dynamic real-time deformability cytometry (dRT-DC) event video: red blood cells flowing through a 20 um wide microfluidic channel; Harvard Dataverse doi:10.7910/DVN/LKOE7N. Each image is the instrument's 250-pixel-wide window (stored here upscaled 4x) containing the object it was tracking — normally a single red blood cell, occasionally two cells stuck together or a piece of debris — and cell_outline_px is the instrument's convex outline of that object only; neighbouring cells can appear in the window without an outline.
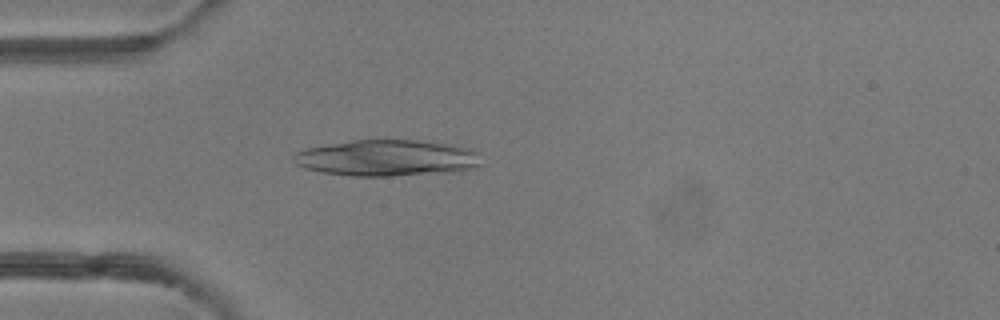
{"species": "common noctule bat (a hibernating species)", "species_latin": "Nyctalus noctula", "temperature_condition": "room temperature", "stored_images_in_passage": 4, "camera_frame_rate_fps": 3000, "um_per_image_px": 0.085, "animal": {"sex": "female"}, "frame": {"image": 1, "passage_image": 4, "time_ms": 4.333, "image_size_px": [1000, 320], "cell_outline_px": [[480, 164], [476, 168], [392, 176], [352, 176], [320, 172], [304, 168], [296, 164], [292, 160], [292, 156], [296, 152], [304, 148], [376, 136], [384, 136], [460, 144], [480, 152]], "centroid_in_image_um": [32.88, 13.36], "position_along_channel_um": 52.1, "area_um2": 41.1}}